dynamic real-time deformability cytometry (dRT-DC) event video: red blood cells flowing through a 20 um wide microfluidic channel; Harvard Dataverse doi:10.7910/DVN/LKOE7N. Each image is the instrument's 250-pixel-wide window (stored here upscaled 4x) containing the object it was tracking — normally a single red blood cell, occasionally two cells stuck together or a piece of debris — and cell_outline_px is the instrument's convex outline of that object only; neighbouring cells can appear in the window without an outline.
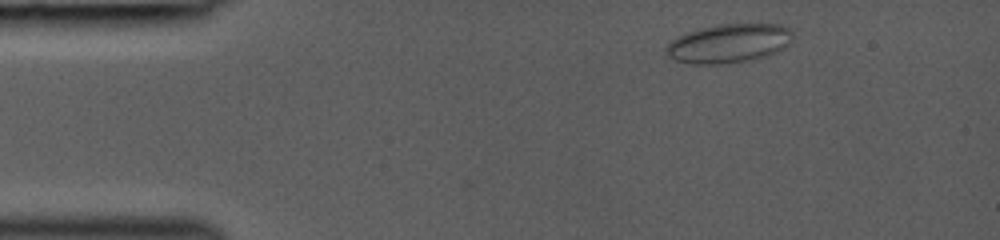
{"species": "common noctule bat (a hibernating species)", "species_latin": "Nyctalus noctula", "temperature_condition": "room temperature", "stored_images_in_passage": 32, "camera_frame_rate_fps": 3000, "um_per_image_px": 0.085, "animal": {"sex": "female", "body_mass_g": 19.0, "forearm_length_mm": 53.3}, "frame": {"image": 1, "passage_image": 1, "time_ms": 0.0, "image_size_px": [1000, 240], "cell_outline_px": [[792, 32], [788, 44], [784, 48], [768, 56], [756, 60], [720, 64], [692, 64], [672, 60], [664, 52], [668, 44], [672, 40], [688, 32], [700, 28], [720, 24], [780, 24], [792, 28]], "centroid_in_image_um": [61.96, 3.7], "position_along_channel_um": 23.0, "area_um2": 28.96}}